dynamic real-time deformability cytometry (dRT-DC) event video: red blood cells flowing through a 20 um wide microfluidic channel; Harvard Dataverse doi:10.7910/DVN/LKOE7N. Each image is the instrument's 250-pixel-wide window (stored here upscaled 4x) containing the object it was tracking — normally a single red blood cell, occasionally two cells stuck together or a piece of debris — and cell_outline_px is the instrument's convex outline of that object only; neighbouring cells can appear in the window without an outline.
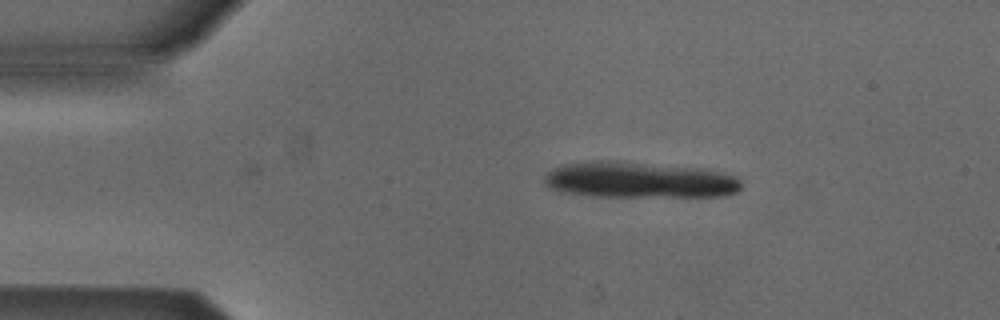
{"species": "Egyptian fruit bat (a non-hibernating species)", "species_latin": "Rousettus aegyptiacus", "temperature_condition": "cold", "stored_images_in_passage": 3, "segment_of_instrument_passage": [1, 2], "camera_frame_rate_fps": 3000, "um_per_image_px": 0.085, "animal": {"sex": "male"}, "frame": {"image": 1, "passage_image": 1, "time_ms": 0.0, "image_size_px": [1000, 320], "cell_outline_px": [[740, 188], [736, 192], [724, 196], [592, 196], [564, 192], [552, 188], [544, 180], [544, 176], [548, 172], [564, 164], [592, 160], [620, 160], [696, 168], [736, 176], [740, 180]], "centroid_in_image_um": [54.31, 15.28], "position_along_channel_um": 30.7, "area_um2": 41.1}}